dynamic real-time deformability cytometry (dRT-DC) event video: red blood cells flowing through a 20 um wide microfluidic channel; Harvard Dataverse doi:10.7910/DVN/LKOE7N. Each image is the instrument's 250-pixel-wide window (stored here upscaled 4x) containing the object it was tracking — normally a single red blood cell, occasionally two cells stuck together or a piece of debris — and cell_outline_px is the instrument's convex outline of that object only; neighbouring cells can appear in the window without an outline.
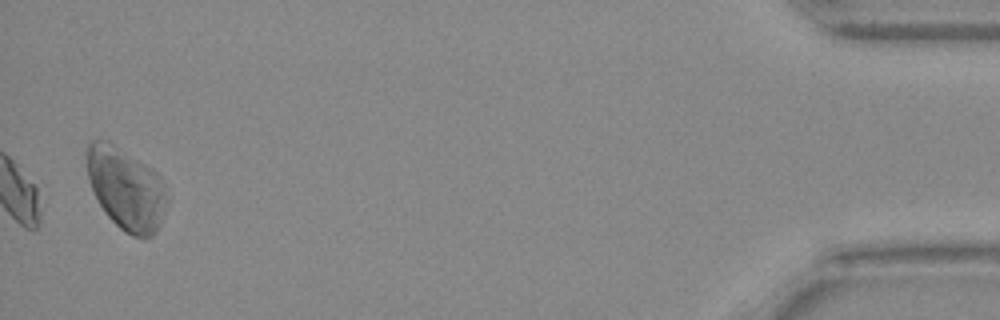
{"species": "Egyptian fruit bat (a non-hibernating species)", "species_latin": "Rousettus aegyptiacus", "temperature_condition": "warm", "stored_images_in_passage": 39, "camera_frame_rate_fps": 3000, "um_per_image_px": 0.085, "animal": {"sex": "female"}, "frame": {"image": 1, "passage_image": 39, "time_ms": 12.667, "image_size_px": [1000, 320], "cell_outline_px": [[168, 204], [160, 224], [156, 232], [152, 236], [132, 236], [124, 232], [104, 212], [96, 200], [88, 180], [84, 152], [88, 144], [92, 140], [108, 140], [152, 168], [160, 176], [164, 184], [168, 196]], "centroid_in_image_um": [10.7, 16.02], "position_along_channel_um": 424.5, "area_um2": 38.96}}